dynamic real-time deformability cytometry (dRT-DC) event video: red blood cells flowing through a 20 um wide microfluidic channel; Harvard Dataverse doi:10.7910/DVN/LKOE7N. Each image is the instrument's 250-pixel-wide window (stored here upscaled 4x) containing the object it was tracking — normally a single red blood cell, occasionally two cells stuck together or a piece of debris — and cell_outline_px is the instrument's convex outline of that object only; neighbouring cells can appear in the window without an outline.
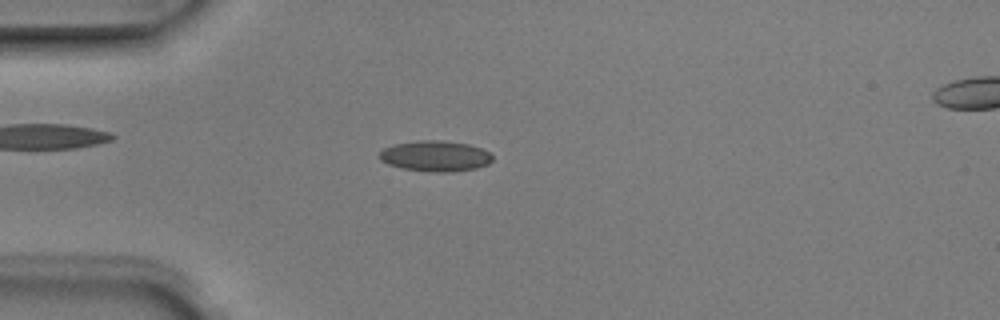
{"species": "Egyptian fruit bat (a non-hibernating species)", "species_latin": "Rousettus aegyptiacus", "temperature_condition": "room temperature", "stored_images_in_passage": 6, "segment_of_instrument_passage": [1, 2], "camera_frame_rate_fps": 3000, "um_per_image_px": 0.085, "animal": {"sex": "male"}, "frame": {"image": 1, "passage_image": 5, "time_ms": 1.333, "image_size_px": [1000, 320], "cell_outline_px": [[492, 160], [488, 164], [476, 168], [452, 172], [432, 172], [400, 168], [388, 164], [380, 160], [380, 152], [384, 148], [392, 144], [416, 140], [440, 140], [468, 144], [480, 148], [488, 152], [492, 156]], "centroid_in_image_um": [36.97, 13.26], "position_along_channel_um": 48.0, "area_um2": 20.29}}